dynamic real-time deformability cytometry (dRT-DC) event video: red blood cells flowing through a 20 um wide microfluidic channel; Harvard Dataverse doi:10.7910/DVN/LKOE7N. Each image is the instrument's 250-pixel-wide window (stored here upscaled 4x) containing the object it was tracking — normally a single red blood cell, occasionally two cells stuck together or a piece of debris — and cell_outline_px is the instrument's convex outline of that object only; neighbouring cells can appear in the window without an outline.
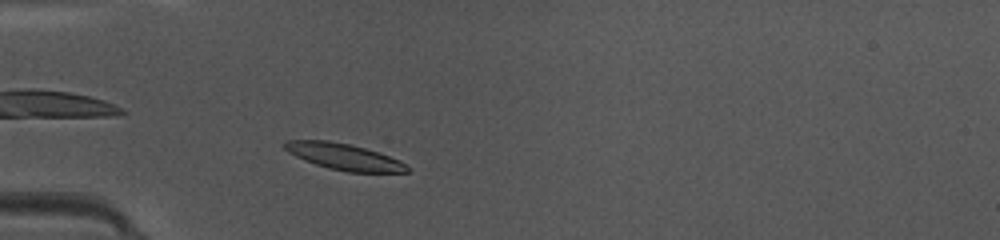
{"species": "common noctule bat (a hibernating species)", "species_latin": "Nyctalus noctula", "temperature_condition": "warm", "stored_images_in_passage": 35, "camera_frame_rate_fps": 3000, "um_per_image_px": 0.085, "animal": {"sex": "female", "body_mass_g": 10.0, "forearm_length_mm": 53.1}, "frame": {"image": 1, "passage_image": 2, "time_ms": 0.333, "image_size_px": [1000, 240], "cell_outline_px": [[412, 168], [408, 172], [348, 172], [328, 168], [304, 160], [288, 152], [280, 144], [288, 140], [328, 140], [348, 144], [380, 152], [400, 160], [408, 164]], "centroid_in_image_um": [29.27, 13.32], "position_along_channel_um": 55.7, "area_um2": 18.96}}
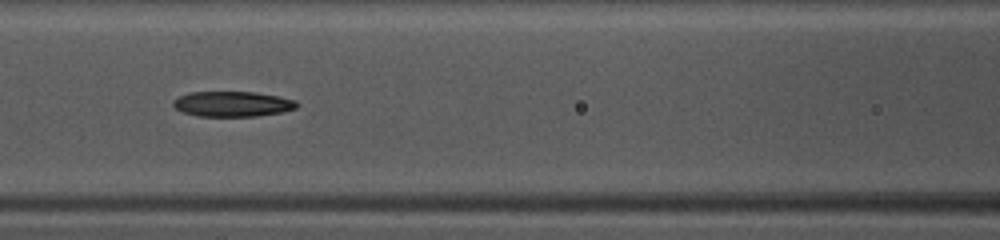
{"frame": {"image": 2, "passage_image": 9, "time_ms": 2.667, "image_size_px": [1000, 240], "cell_outline_px": [[300, 104], [296, 108], [284, 112], [256, 116], [196, 116], [184, 112], [176, 108], [172, 104], [172, 100], [180, 96], [192, 92], [252, 92], [276, 96], [296, 100]], "centroid_in_image_um": [19.78, 8.84], "position_along_channel_um": 146.8, "area_um2": 18.15}}
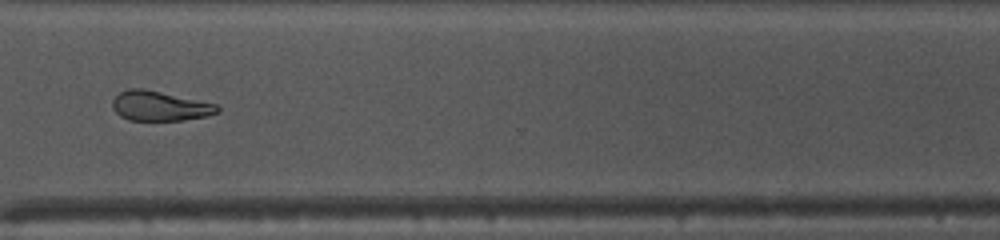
{"frame": {"image": 3, "passage_image": 24, "time_ms": 7.667, "image_size_px": [1000, 240], "cell_outline_px": [[220, 112], [204, 116], [180, 120], [128, 120], [120, 116], [112, 108], [112, 100], [120, 92], [128, 88], [144, 88], [216, 104], [220, 108]], "centroid_in_image_um": [13.54, 9.0], "position_along_channel_um": 357.1, "area_um2": 18.09}}